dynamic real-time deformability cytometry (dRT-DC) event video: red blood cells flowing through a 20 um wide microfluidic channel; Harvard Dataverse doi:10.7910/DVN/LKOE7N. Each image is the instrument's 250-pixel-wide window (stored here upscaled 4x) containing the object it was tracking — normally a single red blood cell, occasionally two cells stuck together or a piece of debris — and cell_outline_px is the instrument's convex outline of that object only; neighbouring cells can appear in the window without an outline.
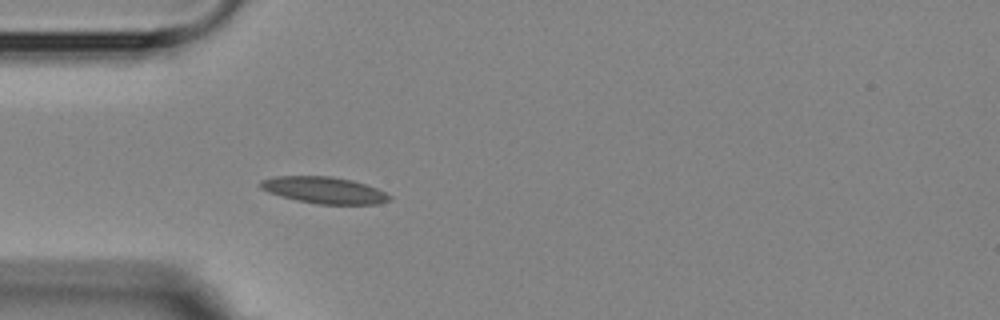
{"species": "Egyptian fruit bat (a non-hibernating species)", "species_latin": "Rousettus aegyptiacus", "temperature_condition": "room temperature", "stored_images_in_passage": 4, "camera_frame_rate_fps": 3000, "um_per_image_px": 0.085, "animal": {"sex": "female"}, "frame": {"image": 1, "passage_image": 4, "time_ms": 4.333, "image_size_px": [1000, 320], "cell_outline_px": [[392, 200], [376, 204], [316, 204], [296, 200], [280, 196], [268, 192], [260, 188], [260, 180], [276, 176], [332, 176], [352, 180], [376, 188], [392, 196]], "centroid_in_image_um": [27.54, 16.16], "position_along_channel_um": 57.5, "area_um2": 20.06}}